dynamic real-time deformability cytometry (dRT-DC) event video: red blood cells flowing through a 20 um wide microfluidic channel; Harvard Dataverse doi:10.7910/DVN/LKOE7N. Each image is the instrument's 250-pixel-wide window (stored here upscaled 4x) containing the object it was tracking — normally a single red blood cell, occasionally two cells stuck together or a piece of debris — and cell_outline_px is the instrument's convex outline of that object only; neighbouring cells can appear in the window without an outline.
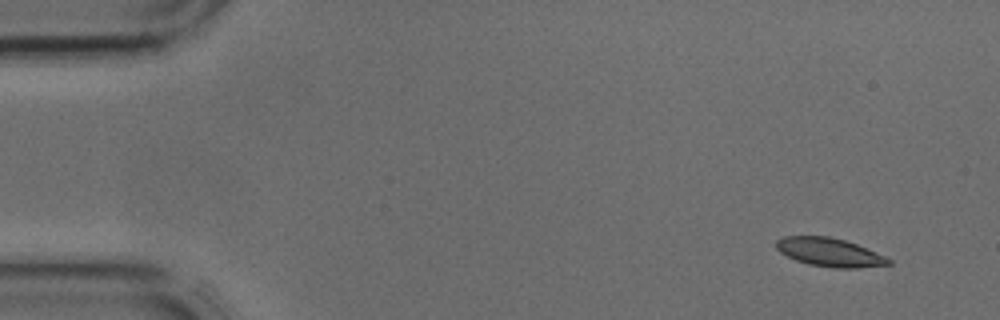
{"species": "common noctule bat (a hibernating species)", "species_latin": "Nyctalus noctula", "temperature_condition": "cold", "stored_images_in_passage": 41, "camera_frame_rate_fps": 3000, "um_per_image_px": 0.085, "animal": {"sex": "male", "body_mass_g": 17.9, "forearm_length_mm": 54.2}, "frame": {"image": 1, "passage_image": 1, "time_ms": 0.0, "image_size_px": [1000, 320], "cell_outline_px": [[892, 264], [856, 268], [836, 268], [808, 264], [796, 260], [780, 252], [776, 248], [776, 240], [784, 236], [828, 236], [844, 240], [856, 244], [884, 256], [892, 260]], "centroid_in_image_um": [70.5, 21.44], "position_along_channel_um": 14.5, "area_um2": 18.5}}
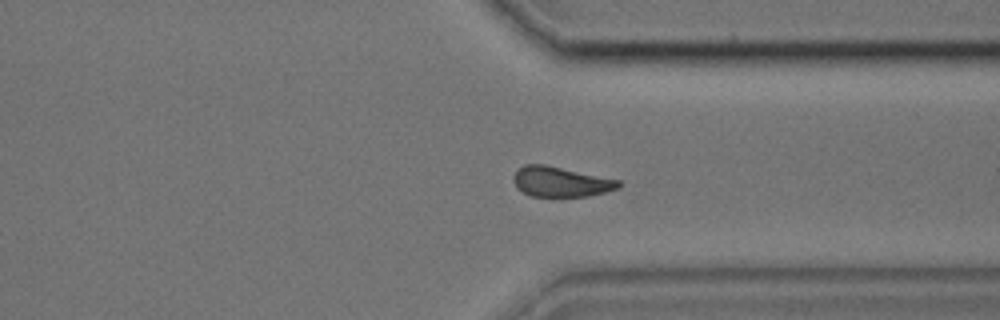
{"frame": {"image": 2, "passage_image": 30, "time_ms": 9.667, "image_size_px": [1000, 320], "cell_outline_px": [[620, 188], [588, 196], [532, 196], [516, 188], [512, 176], [516, 168], [524, 164], [544, 164], [620, 180]], "centroid_in_image_um": [47.62, 15.44], "position_along_channel_um": 363.8, "area_um2": 18.44}}
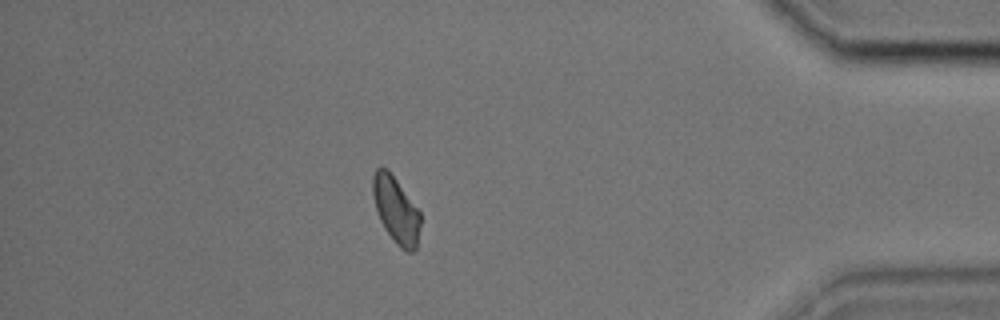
{"frame": {"image": 3, "passage_image": 35, "time_ms": 11.333, "image_size_px": [1000, 320], "cell_outline_px": [[420, 224], [416, 248], [412, 252], [404, 252], [396, 244], [384, 228], [376, 212], [372, 192], [372, 176], [376, 168], [388, 168], [420, 212]], "centroid_in_image_um": [33.64, 17.85], "position_along_channel_um": 401.6, "area_um2": 18.5}}